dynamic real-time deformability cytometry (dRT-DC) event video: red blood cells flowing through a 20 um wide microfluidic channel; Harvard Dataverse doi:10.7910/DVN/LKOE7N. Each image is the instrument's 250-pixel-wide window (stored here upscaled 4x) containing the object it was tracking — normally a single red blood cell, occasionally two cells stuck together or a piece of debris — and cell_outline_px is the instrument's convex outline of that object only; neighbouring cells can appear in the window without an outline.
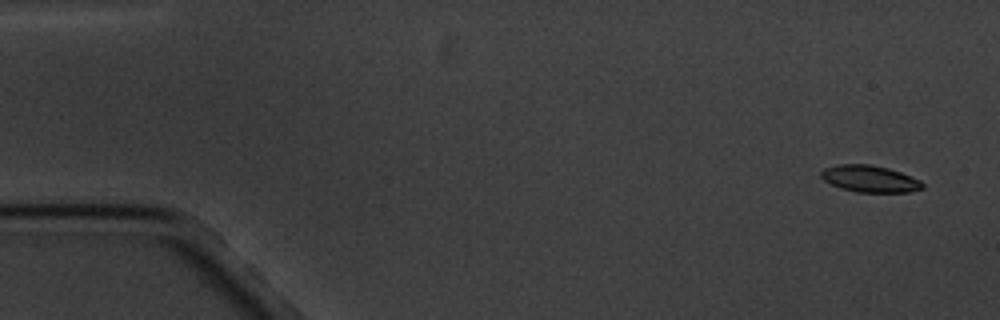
{"species": "common noctule bat (a hibernating species)", "species_latin": "Nyctalus noctula", "temperature_condition": "cold", "stored_images_in_passage": 6, "camera_frame_rate_fps": 3000, "um_per_image_px": 0.085, "animal": {"sex": "male", "body_mass_g": 20.1, "forearm_length_mm": 53.5}, "frame": {"image": 1, "passage_image": 1, "time_ms": 0.0, "image_size_px": [1000, 320], "cell_outline_px": [[924, 188], [908, 192], [856, 192], [840, 188], [824, 180], [820, 176], [820, 172], [824, 168], [836, 164], [872, 164], [888, 168], [900, 172], [920, 180], [924, 184]], "centroid_in_image_um": [73.92, 15.19], "position_along_channel_um": 11.1, "area_um2": 15.9}}
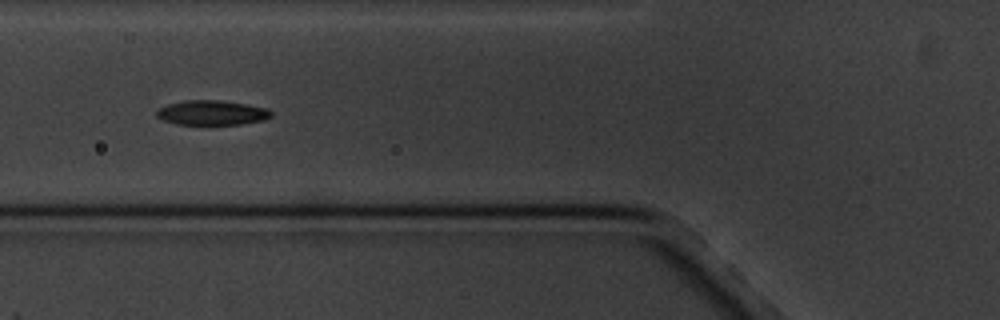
{"frame": {"image": 2, "passage_image": 5, "time_ms": 6.333, "image_size_px": [1000, 320], "cell_outline_px": [[272, 116], [264, 120], [240, 124], [176, 124], [164, 120], [156, 116], [156, 108], [168, 104], [184, 100], [220, 100], [268, 108], [272, 112]], "centroid_in_image_um": [17.99, 9.57], "position_along_channel_um": 107.8, "area_um2": 16.47}}
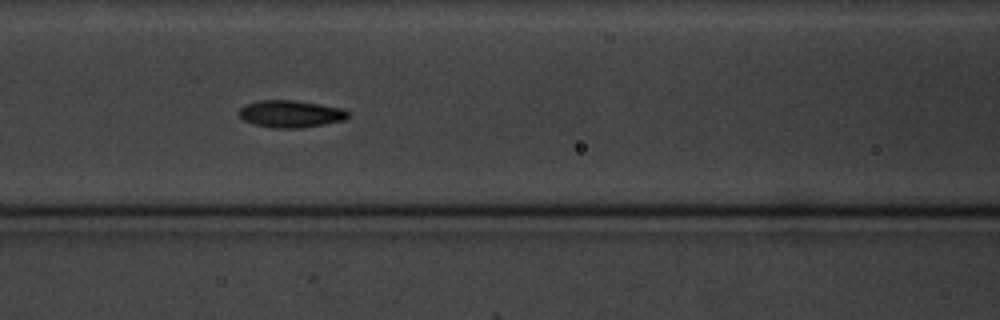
{"frame": {"image": 3, "passage_image": 6, "time_ms": 7.333, "image_size_px": [1000, 320], "cell_outline_px": [[348, 116], [344, 120], [324, 124], [300, 128], [272, 128], [252, 124], [244, 120], [236, 112], [244, 104], [260, 100], [292, 100], [320, 104], [340, 108], [348, 112]], "centroid_in_image_um": [24.64, 9.68], "position_along_channel_um": 142.0, "area_um2": 17.28}}